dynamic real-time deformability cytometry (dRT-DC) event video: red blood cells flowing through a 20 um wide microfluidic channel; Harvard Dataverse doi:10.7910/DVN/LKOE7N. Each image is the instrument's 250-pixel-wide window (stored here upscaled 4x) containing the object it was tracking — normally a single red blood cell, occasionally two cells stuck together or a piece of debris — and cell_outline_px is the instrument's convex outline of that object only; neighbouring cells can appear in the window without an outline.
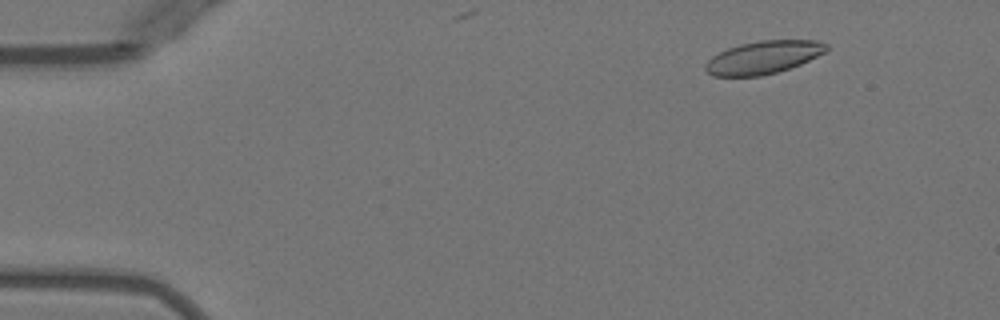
{"species": "Egyptian fruit bat (a non-hibernating species)", "species_latin": "Rousettus aegyptiacus", "temperature_condition": "warm", "stored_images_in_passage": 10, "camera_frame_rate_fps": 3000, "um_per_image_px": 0.085, "animal": {"sex": "female"}, "frame": {"image": 1, "passage_image": 6, "time_ms": 1.667, "image_size_px": [1000, 320], "cell_outline_px": [[828, 48], [824, 52], [800, 64], [776, 72], [760, 76], [712, 76], [704, 68], [704, 64], [712, 56], [728, 48], [740, 44], [760, 40], [816, 40], [828, 44]], "centroid_in_image_um": [64.86, 4.87], "position_along_channel_um": 20.1, "area_um2": 23.0}}